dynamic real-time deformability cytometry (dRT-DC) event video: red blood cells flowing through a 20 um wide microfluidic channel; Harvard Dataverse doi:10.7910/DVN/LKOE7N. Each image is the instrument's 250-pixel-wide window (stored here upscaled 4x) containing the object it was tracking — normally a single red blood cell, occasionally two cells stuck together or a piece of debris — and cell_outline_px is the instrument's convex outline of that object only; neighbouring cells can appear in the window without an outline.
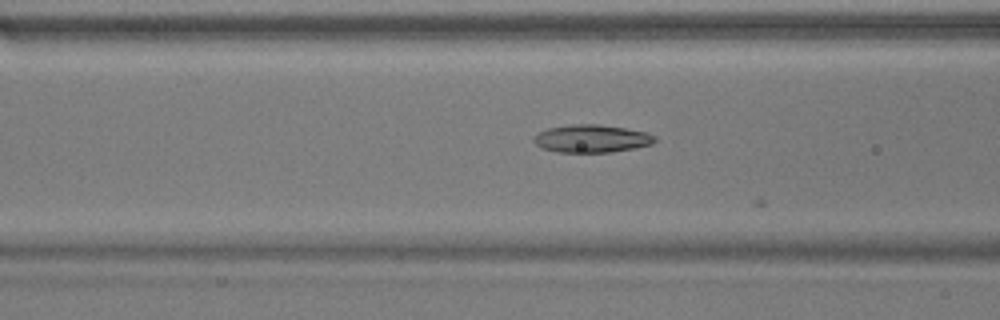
{"species": "common noctule bat (a hibernating species)", "species_latin": "Nyctalus noctula", "temperature_condition": "warm", "stored_images_in_passage": 17, "camera_frame_rate_fps": 3000, "um_per_image_px": 0.085, "animal": {"sex": "male", "body_mass_g": 17.9}, "frame": {"image": 1, "passage_image": 12, "time_ms": 3.667, "image_size_px": [1000, 320], "cell_outline_px": [[656, 140], [652, 144], [612, 152], [560, 152], [540, 148], [532, 140], [532, 136], [548, 128], [572, 124], [600, 124], [648, 132], [656, 136]], "centroid_in_image_um": [50.27, 11.78], "position_along_channel_um": 116.3, "area_um2": 19.65}}